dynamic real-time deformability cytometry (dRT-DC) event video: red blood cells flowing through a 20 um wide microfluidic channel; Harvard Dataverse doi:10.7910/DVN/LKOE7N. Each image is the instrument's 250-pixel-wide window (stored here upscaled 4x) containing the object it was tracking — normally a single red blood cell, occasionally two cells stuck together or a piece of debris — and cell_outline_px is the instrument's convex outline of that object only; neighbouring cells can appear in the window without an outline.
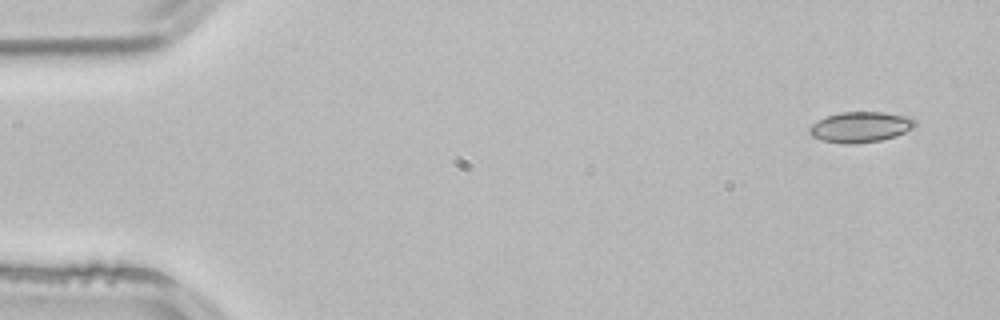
{"species": "common noctule bat (a hibernating species)", "species_latin": "Nyctalus noctula", "temperature_condition": "room temperature", "stored_images_in_passage": 2, "camera_frame_rate_fps": 3000, "um_per_image_px": 0.085, "animal": {"sex": "male", "body_mass_g": 21.5, "forearm_length_mm": 52.0}, "frame": {"image": 1, "passage_image": 1, "time_ms": 0.0, "image_size_px": [1000, 320], "cell_outline_px": [[916, 128], [880, 140], [852, 144], [844, 144], [820, 140], [812, 136], [808, 132], [808, 128], [812, 124], [828, 116], [840, 112], [884, 112], [912, 116], [916, 120]], "centroid_in_image_um": [73.17, 10.79], "position_along_channel_um": 11.8, "area_um2": 18.9}}